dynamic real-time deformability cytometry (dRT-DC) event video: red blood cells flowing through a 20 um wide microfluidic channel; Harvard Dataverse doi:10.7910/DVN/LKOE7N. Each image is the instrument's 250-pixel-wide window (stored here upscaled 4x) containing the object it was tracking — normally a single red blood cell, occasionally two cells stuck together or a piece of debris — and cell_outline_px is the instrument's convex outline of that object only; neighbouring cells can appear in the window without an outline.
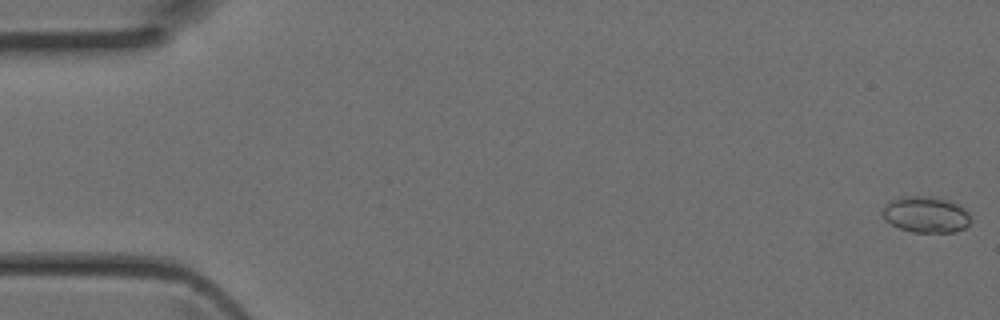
{"species": "Egyptian fruit bat (a non-hibernating species)", "species_latin": "Rousettus aegyptiacus", "temperature_condition": "room temperature", "stored_images_in_passage": 26, "camera_frame_rate_fps": 3000, "um_per_image_px": 0.085, "animal": {"sex": "female"}, "frame": {"image": 1, "passage_image": 1, "time_ms": 0.0, "image_size_px": [1000, 320], "cell_outline_px": [[968, 224], [964, 228], [956, 232], [912, 232], [900, 228], [884, 220], [880, 212], [892, 200], [908, 196], [932, 196], [948, 200], [964, 208], [968, 212]], "centroid_in_image_um": [78.68, 18.24], "position_along_channel_um": 6.3, "area_um2": 18.38}}
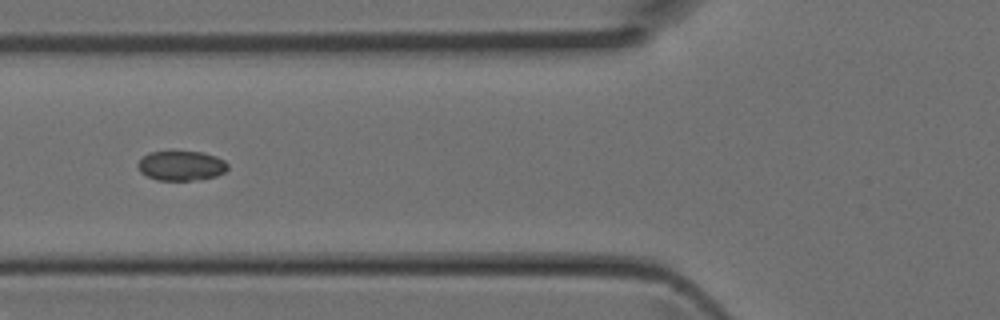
{"frame": {"image": 2, "passage_image": 17, "time_ms": 5.333, "image_size_px": [1000, 320], "cell_outline_px": [[228, 168], [224, 172], [216, 176], [192, 180], [156, 180], [140, 172], [136, 164], [148, 152], [204, 152], [216, 156], [224, 160], [228, 164]], "centroid_in_image_um": [15.4, 14.08], "position_along_channel_um": 110.4, "area_um2": 15.49}}
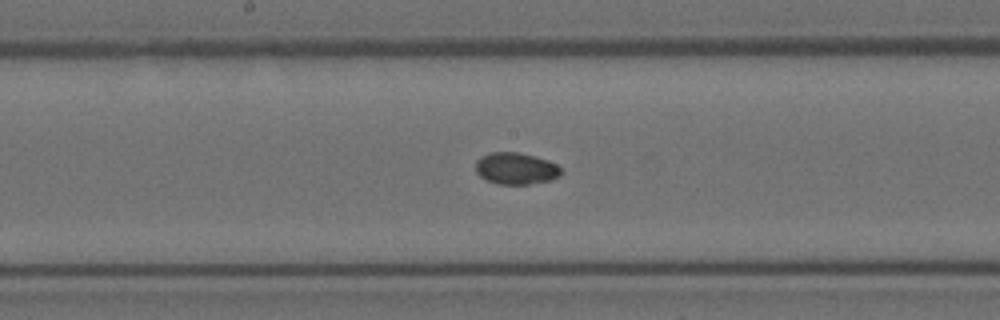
{"frame": {"image": 3, "passage_image": 23, "time_ms": 7.333, "image_size_px": [1000, 320], "cell_outline_px": [[564, 172], [560, 176], [552, 180], [528, 184], [496, 184], [480, 176], [476, 172], [476, 160], [480, 156], [488, 152], [516, 152], [548, 160], [556, 164]], "centroid_in_image_um": [43.85, 14.32], "position_along_channel_um": 204.3, "area_um2": 15.9}}